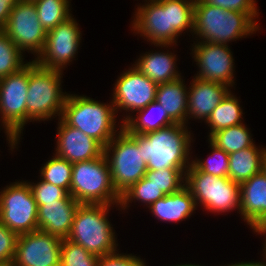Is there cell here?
<instances>
[{
	"label": "cell",
	"mask_w": 266,
	"mask_h": 266,
	"mask_svg": "<svg viewBox=\"0 0 266 266\" xmlns=\"http://www.w3.org/2000/svg\"><path fill=\"white\" fill-rule=\"evenodd\" d=\"M29 62L19 71L0 78V114L12 149L26 124ZM14 145V146H13Z\"/></svg>",
	"instance_id": "obj_10"
},
{
	"label": "cell",
	"mask_w": 266,
	"mask_h": 266,
	"mask_svg": "<svg viewBox=\"0 0 266 266\" xmlns=\"http://www.w3.org/2000/svg\"><path fill=\"white\" fill-rule=\"evenodd\" d=\"M61 243L41 230L19 234L12 266H60Z\"/></svg>",
	"instance_id": "obj_14"
},
{
	"label": "cell",
	"mask_w": 266,
	"mask_h": 266,
	"mask_svg": "<svg viewBox=\"0 0 266 266\" xmlns=\"http://www.w3.org/2000/svg\"><path fill=\"white\" fill-rule=\"evenodd\" d=\"M115 117L113 103L106 105L86 96L67 94L60 118L105 147L117 135Z\"/></svg>",
	"instance_id": "obj_4"
},
{
	"label": "cell",
	"mask_w": 266,
	"mask_h": 266,
	"mask_svg": "<svg viewBox=\"0 0 266 266\" xmlns=\"http://www.w3.org/2000/svg\"><path fill=\"white\" fill-rule=\"evenodd\" d=\"M150 2V3H149ZM137 8L133 29L156 46L175 43L178 34L193 29L195 0H150Z\"/></svg>",
	"instance_id": "obj_1"
},
{
	"label": "cell",
	"mask_w": 266,
	"mask_h": 266,
	"mask_svg": "<svg viewBox=\"0 0 266 266\" xmlns=\"http://www.w3.org/2000/svg\"><path fill=\"white\" fill-rule=\"evenodd\" d=\"M240 213L255 232L266 225V176L262 172L240 184Z\"/></svg>",
	"instance_id": "obj_18"
},
{
	"label": "cell",
	"mask_w": 266,
	"mask_h": 266,
	"mask_svg": "<svg viewBox=\"0 0 266 266\" xmlns=\"http://www.w3.org/2000/svg\"><path fill=\"white\" fill-rule=\"evenodd\" d=\"M258 29L257 22L248 13L227 11L195 0L193 32L203 42L227 45V42L247 36Z\"/></svg>",
	"instance_id": "obj_3"
},
{
	"label": "cell",
	"mask_w": 266,
	"mask_h": 266,
	"mask_svg": "<svg viewBox=\"0 0 266 266\" xmlns=\"http://www.w3.org/2000/svg\"><path fill=\"white\" fill-rule=\"evenodd\" d=\"M20 1L21 0H0V30L5 27L12 9Z\"/></svg>",
	"instance_id": "obj_39"
},
{
	"label": "cell",
	"mask_w": 266,
	"mask_h": 266,
	"mask_svg": "<svg viewBox=\"0 0 266 266\" xmlns=\"http://www.w3.org/2000/svg\"><path fill=\"white\" fill-rule=\"evenodd\" d=\"M266 149L251 147L229 154L228 177L236 183L249 180L253 175L261 172L262 158Z\"/></svg>",
	"instance_id": "obj_24"
},
{
	"label": "cell",
	"mask_w": 266,
	"mask_h": 266,
	"mask_svg": "<svg viewBox=\"0 0 266 266\" xmlns=\"http://www.w3.org/2000/svg\"><path fill=\"white\" fill-rule=\"evenodd\" d=\"M164 196L165 194L153 182L143 177L121 195L120 205L126 208L129 202L136 199L151 206Z\"/></svg>",
	"instance_id": "obj_32"
},
{
	"label": "cell",
	"mask_w": 266,
	"mask_h": 266,
	"mask_svg": "<svg viewBox=\"0 0 266 266\" xmlns=\"http://www.w3.org/2000/svg\"><path fill=\"white\" fill-rule=\"evenodd\" d=\"M70 195L80 204L120 205L104 153L89 161L73 163Z\"/></svg>",
	"instance_id": "obj_6"
},
{
	"label": "cell",
	"mask_w": 266,
	"mask_h": 266,
	"mask_svg": "<svg viewBox=\"0 0 266 266\" xmlns=\"http://www.w3.org/2000/svg\"><path fill=\"white\" fill-rule=\"evenodd\" d=\"M261 172L266 176V150H265L263 158H262Z\"/></svg>",
	"instance_id": "obj_41"
},
{
	"label": "cell",
	"mask_w": 266,
	"mask_h": 266,
	"mask_svg": "<svg viewBox=\"0 0 266 266\" xmlns=\"http://www.w3.org/2000/svg\"><path fill=\"white\" fill-rule=\"evenodd\" d=\"M33 2L38 12L39 22L46 31L55 28L72 16L68 9V0H33Z\"/></svg>",
	"instance_id": "obj_28"
},
{
	"label": "cell",
	"mask_w": 266,
	"mask_h": 266,
	"mask_svg": "<svg viewBox=\"0 0 266 266\" xmlns=\"http://www.w3.org/2000/svg\"><path fill=\"white\" fill-rule=\"evenodd\" d=\"M122 126L121 124L117 137H114L104 147V155L109 165L112 184L120 196L143 178L148 170L147 163L143 160L142 149L122 129ZM111 150L112 157L110 156Z\"/></svg>",
	"instance_id": "obj_8"
},
{
	"label": "cell",
	"mask_w": 266,
	"mask_h": 266,
	"mask_svg": "<svg viewBox=\"0 0 266 266\" xmlns=\"http://www.w3.org/2000/svg\"><path fill=\"white\" fill-rule=\"evenodd\" d=\"M18 234L0 223V264L13 263Z\"/></svg>",
	"instance_id": "obj_36"
},
{
	"label": "cell",
	"mask_w": 266,
	"mask_h": 266,
	"mask_svg": "<svg viewBox=\"0 0 266 266\" xmlns=\"http://www.w3.org/2000/svg\"><path fill=\"white\" fill-rule=\"evenodd\" d=\"M56 156L70 163L89 161L100 157L104 147L77 128L67 125L59 118Z\"/></svg>",
	"instance_id": "obj_17"
},
{
	"label": "cell",
	"mask_w": 266,
	"mask_h": 266,
	"mask_svg": "<svg viewBox=\"0 0 266 266\" xmlns=\"http://www.w3.org/2000/svg\"><path fill=\"white\" fill-rule=\"evenodd\" d=\"M73 163L55 155L41 168L43 181L65 189L70 194Z\"/></svg>",
	"instance_id": "obj_29"
},
{
	"label": "cell",
	"mask_w": 266,
	"mask_h": 266,
	"mask_svg": "<svg viewBox=\"0 0 266 266\" xmlns=\"http://www.w3.org/2000/svg\"><path fill=\"white\" fill-rule=\"evenodd\" d=\"M265 254V258H266V253H264ZM228 266H266V263H264V262H257V263H255V262H241V263H235V264H232V265H229L228 264Z\"/></svg>",
	"instance_id": "obj_40"
},
{
	"label": "cell",
	"mask_w": 266,
	"mask_h": 266,
	"mask_svg": "<svg viewBox=\"0 0 266 266\" xmlns=\"http://www.w3.org/2000/svg\"><path fill=\"white\" fill-rule=\"evenodd\" d=\"M158 84L133 67L121 74L114 88L113 103L117 109L137 111L156 100Z\"/></svg>",
	"instance_id": "obj_15"
},
{
	"label": "cell",
	"mask_w": 266,
	"mask_h": 266,
	"mask_svg": "<svg viewBox=\"0 0 266 266\" xmlns=\"http://www.w3.org/2000/svg\"><path fill=\"white\" fill-rule=\"evenodd\" d=\"M97 266H146L138 257L116 252L99 257Z\"/></svg>",
	"instance_id": "obj_38"
},
{
	"label": "cell",
	"mask_w": 266,
	"mask_h": 266,
	"mask_svg": "<svg viewBox=\"0 0 266 266\" xmlns=\"http://www.w3.org/2000/svg\"><path fill=\"white\" fill-rule=\"evenodd\" d=\"M156 110L158 117L154 119L151 112ZM138 116L134 119L132 116L125 117L123 120V127L130 134H145L151 131H156L160 128L167 127L175 122L168 116L164 108L153 101L145 108L138 110ZM148 113V114H147ZM156 114V113H154Z\"/></svg>",
	"instance_id": "obj_25"
},
{
	"label": "cell",
	"mask_w": 266,
	"mask_h": 266,
	"mask_svg": "<svg viewBox=\"0 0 266 266\" xmlns=\"http://www.w3.org/2000/svg\"><path fill=\"white\" fill-rule=\"evenodd\" d=\"M248 131L247 127L242 123L215 132L209 138V141L226 153L231 154L254 145L250 132Z\"/></svg>",
	"instance_id": "obj_27"
},
{
	"label": "cell",
	"mask_w": 266,
	"mask_h": 266,
	"mask_svg": "<svg viewBox=\"0 0 266 266\" xmlns=\"http://www.w3.org/2000/svg\"><path fill=\"white\" fill-rule=\"evenodd\" d=\"M194 58L200 71L195 78L233 86V56L228 45L199 42L195 44Z\"/></svg>",
	"instance_id": "obj_16"
},
{
	"label": "cell",
	"mask_w": 266,
	"mask_h": 266,
	"mask_svg": "<svg viewBox=\"0 0 266 266\" xmlns=\"http://www.w3.org/2000/svg\"><path fill=\"white\" fill-rule=\"evenodd\" d=\"M0 266H12L11 264H0Z\"/></svg>",
	"instance_id": "obj_44"
},
{
	"label": "cell",
	"mask_w": 266,
	"mask_h": 266,
	"mask_svg": "<svg viewBox=\"0 0 266 266\" xmlns=\"http://www.w3.org/2000/svg\"><path fill=\"white\" fill-rule=\"evenodd\" d=\"M242 114L238 99L229 91L206 120V123L209 124L208 126L211 127L209 138L215 132L242 124Z\"/></svg>",
	"instance_id": "obj_26"
},
{
	"label": "cell",
	"mask_w": 266,
	"mask_h": 266,
	"mask_svg": "<svg viewBox=\"0 0 266 266\" xmlns=\"http://www.w3.org/2000/svg\"><path fill=\"white\" fill-rule=\"evenodd\" d=\"M148 207L160 220L178 222L191 216L196 208V202L189 189L183 186L177 192L165 195Z\"/></svg>",
	"instance_id": "obj_21"
},
{
	"label": "cell",
	"mask_w": 266,
	"mask_h": 266,
	"mask_svg": "<svg viewBox=\"0 0 266 266\" xmlns=\"http://www.w3.org/2000/svg\"><path fill=\"white\" fill-rule=\"evenodd\" d=\"M185 173V170H179L178 168H166L147 170L144 177L153 182L165 195H169L185 186V184L182 185L185 181Z\"/></svg>",
	"instance_id": "obj_31"
},
{
	"label": "cell",
	"mask_w": 266,
	"mask_h": 266,
	"mask_svg": "<svg viewBox=\"0 0 266 266\" xmlns=\"http://www.w3.org/2000/svg\"><path fill=\"white\" fill-rule=\"evenodd\" d=\"M78 203L70 194L58 202H46L38 206V230L44 231L60 239H67Z\"/></svg>",
	"instance_id": "obj_19"
},
{
	"label": "cell",
	"mask_w": 266,
	"mask_h": 266,
	"mask_svg": "<svg viewBox=\"0 0 266 266\" xmlns=\"http://www.w3.org/2000/svg\"><path fill=\"white\" fill-rule=\"evenodd\" d=\"M175 56L172 53L163 52L144 54L138 59L135 67L153 82L167 83L181 77L175 70Z\"/></svg>",
	"instance_id": "obj_23"
},
{
	"label": "cell",
	"mask_w": 266,
	"mask_h": 266,
	"mask_svg": "<svg viewBox=\"0 0 266 266\" xmlns=\"http://www.w3.org/2000/svg\"><path fill=\"white\" fill-rule=\"evenodd\" d=\"M204 4H210L223 8L227 11H238L248 13L255 19L257 12L256 3L254 0H201Z\"/></svg>",
	"instance_id": "obj_37"
},
{
	"label": "cell",
	"mask_w": 266,
	"mask_h": 266,
	"mask_svg": "<svg viewBox=\"0 0 266 266\" xmlns=\"http://www.w3.org/2000/svg\"><path fill=\"white\" fill-rule=\"evenodd\" d=\"M22 57V51L3 30H0V78L11 75L27 65L24 64Z\"/></svg>",
	"instance_id": "obj_30"
},
{
	"label": "cell",
	"mask_w": 266,
	"mask_h": 266,
	"mask_svg": "<svg viewBox=\"0 0 266 266\" xmlns=\"http://www.w3.org/2000/svg\"><path fill=\"white\" fill-rule=\"evenodd\" d=\"M99 256L69 239H62L60 266H97Z\"/></svg>",
	"instance_id": "obj_33"
},
{
	"label": "cell",
	"mask_w": 266,
	"mask_h": 266,
	"mask_svg": "<svg viewBox=\"0 0 266 266\" xmlns=\"http://www.w3.org/2000/svg\"><path fill=\"white\" fill-rule=\"evenodd\" d=\"M257 233L265 234L266 233V225L264 227H262Z\"/></svg>",
	"instance_id": "obj_42"
},
{
	"label": "cell",
	"mask_w": 266,
	"mask_h": 266,
	"mask_svg": "<svg viewBox=\"0 0 266 266\" xmlns=\"http://www.w3.org/2000/svg\"><path fill=\"white\" fill-rule=\"evenodd\" d=\"M185 86L181 77L167 83H160L157 86L155 100L175 123L184 125L187 121L188 105V91Z\"/></svg>",
	"instance_id": "obj_22"
},
{
	"label": "cell",
	"mask_w": 266,
	"mask_h": 266,
	"mask_svg": "<svg viewBox=\"0 0 266 266\" xmlns=\"http://www.w3.org/2000/svg\"><path fill=\"white\" fill-rule=\"evenodd\" d=\"M61 73L60 70L39 66L34 60L29 62L26 122L62 115L67 95L61 91Z\"/></svg>",
	"instance_id": "obj_7"
},
{
	"label": "cell",
	"mask_w": 266,
	"mask_h": 266,
	"mask_svg": "<svg viewBox=\"0 0 266 266\" xmlns=\"http://www.w3.org/2000/svg\"><path fill=\"white\" fill-rule=\"evenodd\" d=\"M80 34L78 24L71 16L47 31L45 46L34 61L44 68L61 71L74 58L80 45Z\"/></svg>",
	"instance_id": "obj_13"
},
{
	"label": "cell",
	"mask_w": 266,
	"mask_h": 266,
	"mask_svg": "<svg viewBox=\"0 0 266 266\" xmlns=\"http://www.w3.org/2000/svg\"><path fill=\"white\" fill-rule=\"evenodd\" d=\"M2 30L21 51L30 50L38 56L45 46L47 31L39 22L33 1L21 0L12 9Z\"/></svg>",
	"instance_id": "obj_12"
},
{
	"label": "cell",
	"mask_w": 266,
	"mask_h": 266,
	"mask_svg": "<svg viewBox=\"0 0 266 266\" xmlns=\"http://www.w3.org/2000/svg\"><path fill=\"white\" fill-rule=\"evenodd\" d=\"M177 266V265H176ZM178 266H200V265H194V264H182V265H178Z\"/></svg>",
	"instance_id": "obj_43"
},
{
	"label": "cell",
	"mask_w": 266,
	"mask_h": 266,
	"mask_svg": "<svg viewBox=\"0 0 266 266\" xmlns=\"http://www.w3.org/2000/svg\"><path fill=\"white\" fill-rule=\"evenodd\" d=\"M29 185L37 205H44L46 202H58L69 194L65 189L43 180L34 185L29 183Z\"/></svg>",
	"instance_id": "obj_35"
},
{
	"label": "cell",
	"mask_w": 266,
	"mask_h": 266,
	"mask_svg": "<svg viewBox=\"0 0 266 266\" xmlns=\"http://www.w3.org/2000/svg\"><path fill=\"white\" fill-rule=\"evenodd\" d=\"M122 129L142 149L148 170L178 168L187 171L190 167L188 155L192 139L186 125L174 123L145 134H130L123 126Z\"/></svg>",
	"instance_id": "obj_2"
},
{
	"label": "cell",
	"mask_w": 266,
	"mask_h": 266,
	"mask_svg": "<svg viewBox=\"0 0 266 266\" xmlns=\"http://www.w3.org/2000/svg\"><path fill=\"white\" fill-rule=\"evenodd\" d=\"M185 173V186L197 202L211 212H240V184L229 177H218L201 172L192 163Z\"/></svg>",
	"instance_id": "obj_9"
},
{
	"label": "cell",
	"mask_w": 266,
	"mask_h": 266,
	"mask_svg": "<svg viewBox=\"0 0 266 266\" xmlns=\"http://www.w3.org/2000/svg\"><path fill=\"white\" fill-rule=\"evenodd\" d=\"M212 148V154L210 160H193L191 163L201 172L211 174L218 177H228L229 172V154L224 150L218 148L215 144L210 141ZM214 156V157H213ZM215 159V160H214Z\"/></svg>",
	"instance_id": "obj_34"
},
{
	"label": "cell",
	"mask_w": 266,
	"mask_h": 266,
	"mask_svg": "<svg viewBox=\"0 0 266 266\" xmlns=\"http://www.w3.org/2000/svg\"><path fill=\"white\" fill-rule=\"evenodd\" d=\"M264 250H265L264 252L266 253V240H265V247H264Z\"/></svg>",
	"instance_id": "obj_45"
},
{
	"label": "cell",
	"mask_w": 266,
	"mask_h": 266,
	"mask_svg": "<svg viewBox=\"0 0 266 266\" xmlns=\"http://www.w3.org/2000/svg\"><path fill=\"white\" fill-rule=\"evenodd\" d=\"M228 90L225 84L194 78L188 90L187 118L192 115L207 120Z\"/></svg>",
	"instance_id": "obj_20"
},
{
	"label": "cell",
	"mask_w": 266,
	"mask_h": 266,
	"mask_svg": "<svg viewBox=\"0 0 266 266\" xmlns=\"http://www.w3.org/2000/svg\"><path fill=\"white\" fill-rule=\"evenodd\" d=\"M38 206L29 183L15 182L0 192V223L18 235L38 230Z\"/></svg>",
	"instance_id": "obj_11"
},
{
	"label": "cell",
	"mask_w": 266,
	"mask_h": 266,
	"mask_svg": "<svg viewBox=\"0 0 266 266\" xmlns=\"http://www.w3.org/2000/svg\"><path fill=\"white\" fill-rule=\"evenodd\" d=\"M110 206L80 204L67 239L99 257L117 251L115 233L106 217Z\"/></svg>",
	"instance_id": "obj_5"
}]
</instances>
